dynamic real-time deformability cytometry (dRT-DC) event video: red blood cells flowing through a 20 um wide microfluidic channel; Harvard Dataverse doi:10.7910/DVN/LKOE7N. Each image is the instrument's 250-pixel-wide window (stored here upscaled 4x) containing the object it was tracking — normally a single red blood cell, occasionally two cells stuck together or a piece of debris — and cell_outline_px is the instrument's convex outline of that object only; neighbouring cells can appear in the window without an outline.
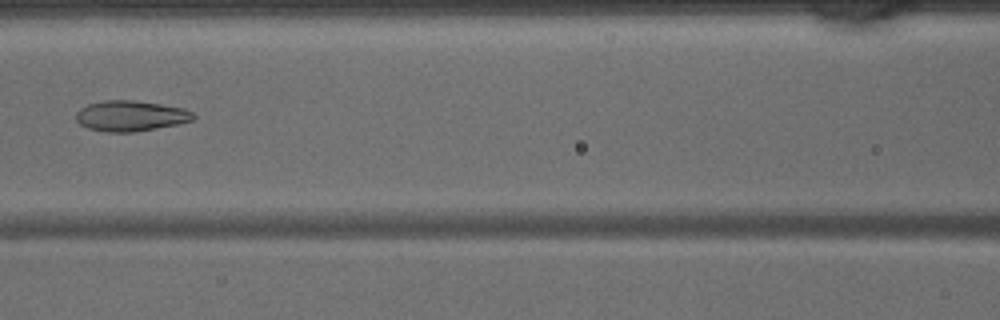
{"species": "common noctule bat (a hibernating species)", "species_latin": "Nyctalus noctula", "temperature_condition": "warm", "stored_images_in_passage": 44, "camera_frame_rate_fps": 3000, "um_per_image_px": 0.085, "animal": {"sex": "male", "body_mass_g": 15.6}, "frame": {"image": 1, "passage_image": 20, "time_ms": 6.333, "image_size_px": [1000, 320], "cell_outline_px": [[196, 116], [192, 120], [180, 124], [132, 132], [104, 132], [88, 128], [80, 124], [76, 120], [76, 112], [80, 108], [88, 104], [104, 100], [136, 100], [184, 108], [192, 112]], "centroid_in_image_um": [11.1, 9.85], "position_along_channel_um": 155.5, "area_um2": 20.98}}
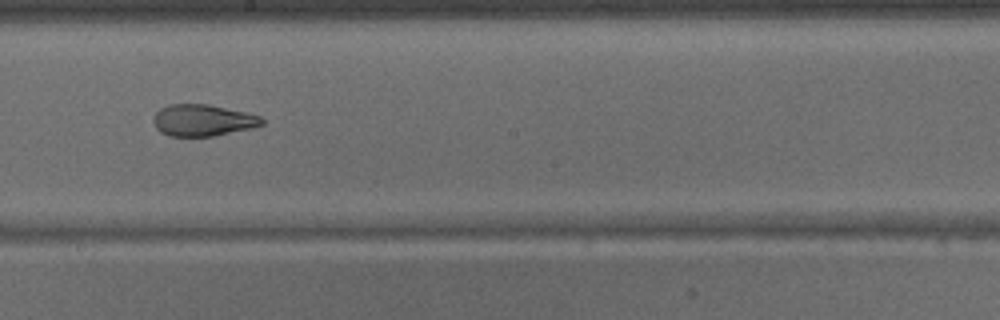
{"frame": {"image": 2, "passage_image": 25, "time_ms": 8.0, "image_size_px": [1000, 320], "cell_outline_px": [[264, 124], [252, 128], [212, 136], [172, 136], [160, 132], [156, 128], [152, 120], [156, 112], [160, 108], [172, 104], [208, 104], [248, 112], [260, 116], [264, 120]], "centroid_in_image_um": [17.25, 10.22], "position_along_channel_um": 231.0, "area_um2": 20.06}}
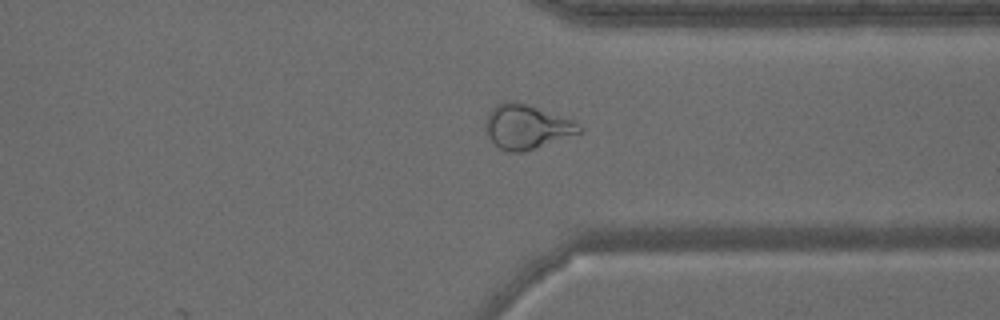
{"frame": {"image": 3, "passage_image": 34, "time_ms": 11.0, "image_size_px": [1000, 320], "cell_outline_px": [[584, 132], [524, 152], [512, 152], [500, 148], [488, 136], [484, 128], [484, 120], [488, 112], [496, 104], [508, 100], [512, 100], [528, 104], [576, 120], [584, 128]], "centroid_in_image_um": [44.8, 10.75], "position_along_channel_um": 366.6, "area_um2": 24.74}}